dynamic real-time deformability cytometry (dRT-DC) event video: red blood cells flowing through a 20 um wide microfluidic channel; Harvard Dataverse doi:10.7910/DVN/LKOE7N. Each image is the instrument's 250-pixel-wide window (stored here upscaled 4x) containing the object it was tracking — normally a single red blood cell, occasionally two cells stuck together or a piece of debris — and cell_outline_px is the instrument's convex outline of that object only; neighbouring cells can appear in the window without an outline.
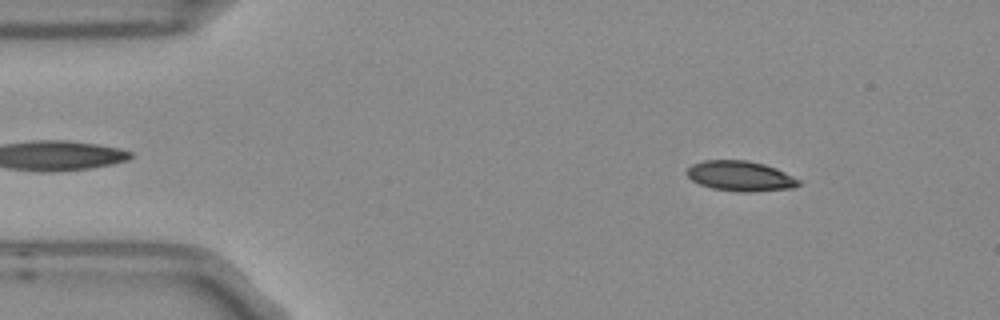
{"species": "Egyptian fruit bat (a non-hibernating species)", "species_latin": "Rousettus aegyptiacus", "temperature_condition": "room temperature", "stored_images_in_passage": 8, "camera_frame_rate_fps": 3000, "um_per_image_px": 0.085, "frame": {"image": 1, "passage_image": 1, "time_ms": 0.0, "image_size_px": [1000, 320], "cell_outline_px": [[800, 184], [792, 188], [752, 192], [740, 192], [712, 188], [700, 184], [692, 180], [688, 176], [688, 168], [692, 164], [704, 160], [748, 160], [764, 164], [776, 168], [800, 180]], "centroid_in_image_um": [62.94, 14.96], "position_along_channel_um": 22.1, "area_um2": 19.54}}
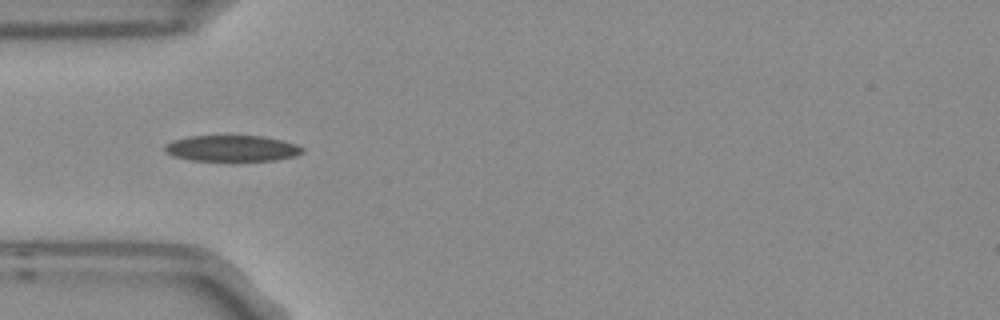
{"frame": {"image": 2, "passage_image": 3, "time_ms": 0.667, "image_size_px": [1000, 320], "cell_outline_px": [[304, 152], [296, 156], [276, 160], [192, 160], [172, 156], [164, 152], [164, 144], [188, 136], [260, 136], [280, 140], [296, 144], [304, 148]], "centroid_in_image_um": [19.71, 12.61], "position_along_channel_um": 65.3, "area_um2": 20.75}}
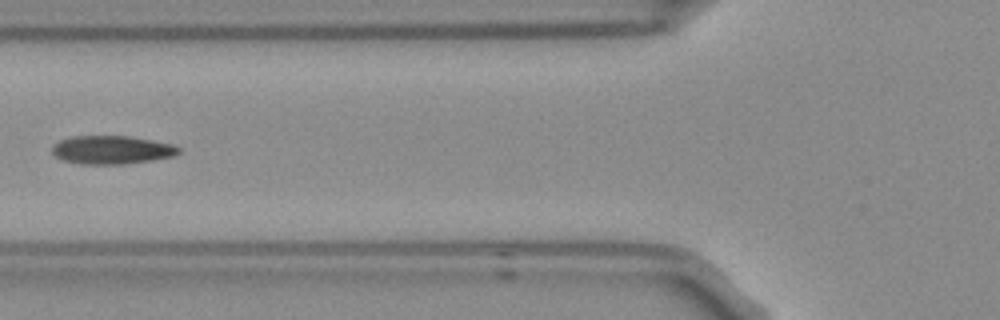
{"frame": {"image": 3, "passage_image": 4, "time_ms": 1.0, "image_size_px": [1000, 320], "cell_outline_px": [[180, 152], [172, 156], [152, 160], [124, 164], [80, 164], [64, 160], [56, 156], [52, 152], [52, 144], [60, 140], [72, 136], [128, 136], [152, 140], [172, 144], [180, 148]], "centroid_in_image_um": [9.48, 12.73], "position_along_channel_um": 116.3, "area_um2": 20.87}}